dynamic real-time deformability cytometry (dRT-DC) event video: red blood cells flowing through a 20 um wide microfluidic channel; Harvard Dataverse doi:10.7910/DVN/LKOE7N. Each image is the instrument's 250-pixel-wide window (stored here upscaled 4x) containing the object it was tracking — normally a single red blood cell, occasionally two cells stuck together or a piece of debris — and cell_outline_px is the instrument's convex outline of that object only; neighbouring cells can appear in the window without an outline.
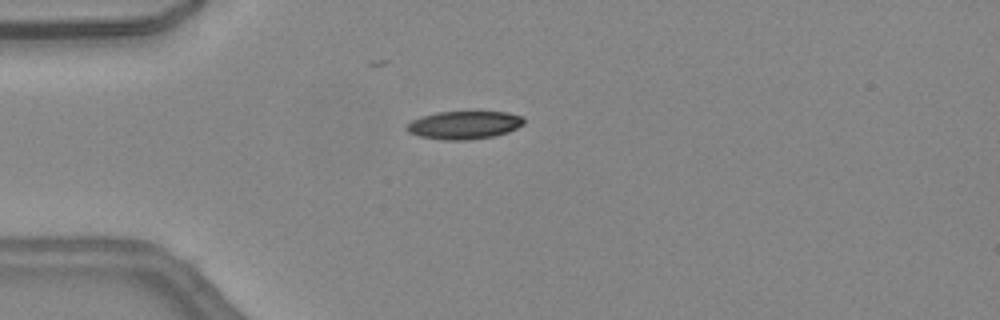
{"species": "common noctule bat (a hibernating species)", "species_latin": "Nyctalus noctula", "temperature_condition": "warm", "stored_images_in_passage": 34, "camera_frame_rate_fps": 3000, "um_per_image_px": 0.085, "animal": {"sex": "female", "body_mass_g": 24.6, "forearm_length_mm": 56.2}, "frame": {"image": 1, "passage_image": 1, "time_ms": 0.0, "image_size_px": [1000, 320], "cell_outline_px": [[524, 124], [508, 132], [492, 136], [468, 140], [444, 140], [420, 136], [408, 132], [404, 128], [412, 120], [420, 116], [436, 112], [508, 112], [524, 116]], "centroid_in_image_um": [39.45, 10.62], "position_along_channel_um": 45.6, "area_um2": 19.19}}
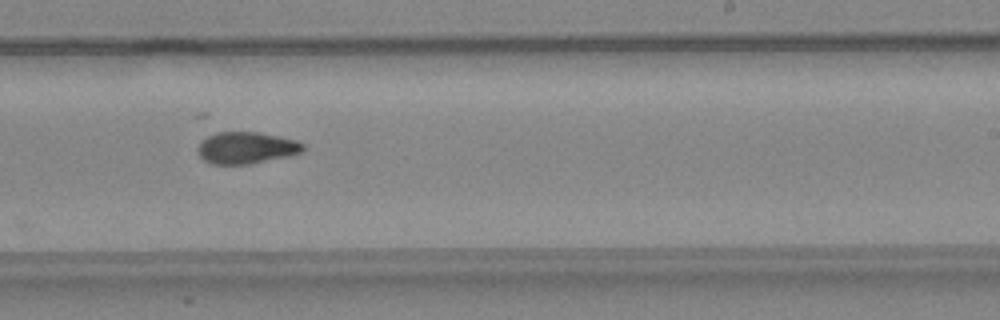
{"frame": {"image": 2, "passage_image": 17, "time_ms": 5.333, "image_size_px": [1000, 320], "cell_outline_px": [[304, 152], [288, 156], [248, 164], [212, 164], [204, 160], [196, 152], [196, 148], [200, 140], [216, 132], [260, 132], [296, 140], [304, 144]], "centroid_in_image_um": [20.91, 12.56], "position_along_channel_um": 268.1, "area_um2": 19.65}}
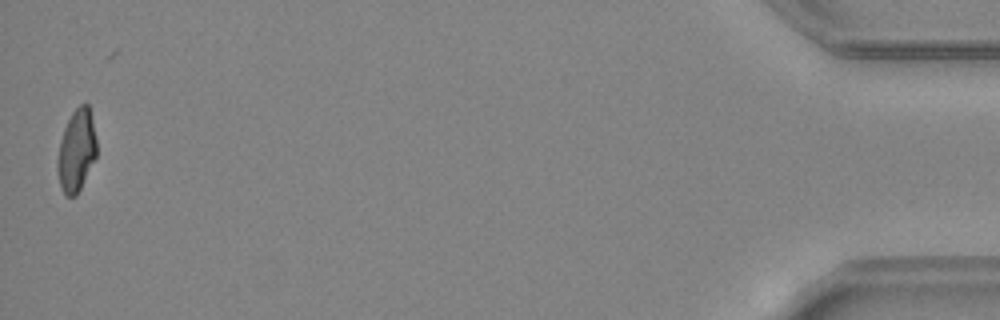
{"frame": {"image": 3, "passage_image": 34, "time_ms": 11.0, "image_size_px": [1000, 320], "cell_outline_px": [[96, 156], [76, 196], [64, 196], [60, 184], [56, 168], [56, 160], [60, 140], [64, 128], [72, 112], [80, 104], [88, 104], [92, 120], [96, 140]], "centroid_in_image_um": [6.47, 12.81], "position_along_channel_um": 428.7, "area_um2": 18.61}, "authors_computed_cell_mechanics": {"area_um2": 19.9121, "velocity_mm_per_s": 4.5365, "shape_relaxation_time_tau1_ms": null, "shape_relaxation_time_tau2_ms": 3.8999, "deformation_change_tau1": null, "deformation_change_tau2": 0.1076}}